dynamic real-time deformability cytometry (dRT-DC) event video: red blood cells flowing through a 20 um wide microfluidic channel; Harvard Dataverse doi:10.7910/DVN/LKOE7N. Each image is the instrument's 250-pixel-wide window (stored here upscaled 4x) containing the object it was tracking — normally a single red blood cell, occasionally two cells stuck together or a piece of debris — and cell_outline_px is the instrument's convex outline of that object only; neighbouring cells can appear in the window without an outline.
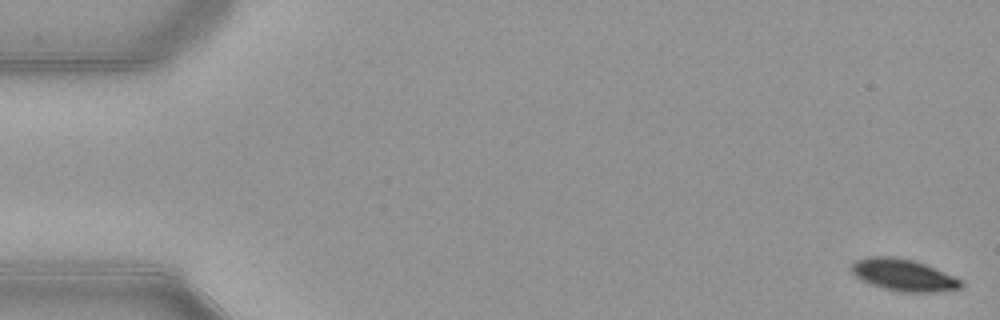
{"species": "common noctule bat (a hibernating species)", "species_latin": "Nyctalus noctula", "temperature_condition": "warm", "stored_images_in_passage": 14, "camera_frame_rate_fps": 3000, "um_per_image_px": 0.085, "animal": {"sex": "female", "body_mass_g": 21.9}, "frame": {"image": 1, "passage_image": 1, "time_ms": 0.0, "image_size_px": [1000, 320], "cell_outline_px": [[964, 284], [960, 288], [936, 292], [900, 292], [884, 288], [872, 284], [856, 276], [852, 272], [852, 264], [856, 260], [868, 256], [896, 256], [912, 260], [924, 264], [952, 276], [960, 280]], "centroid_in_image_um": [76.78, 23.37], "position_along_channel_um": 8.2, "area_um2": 20.0}}